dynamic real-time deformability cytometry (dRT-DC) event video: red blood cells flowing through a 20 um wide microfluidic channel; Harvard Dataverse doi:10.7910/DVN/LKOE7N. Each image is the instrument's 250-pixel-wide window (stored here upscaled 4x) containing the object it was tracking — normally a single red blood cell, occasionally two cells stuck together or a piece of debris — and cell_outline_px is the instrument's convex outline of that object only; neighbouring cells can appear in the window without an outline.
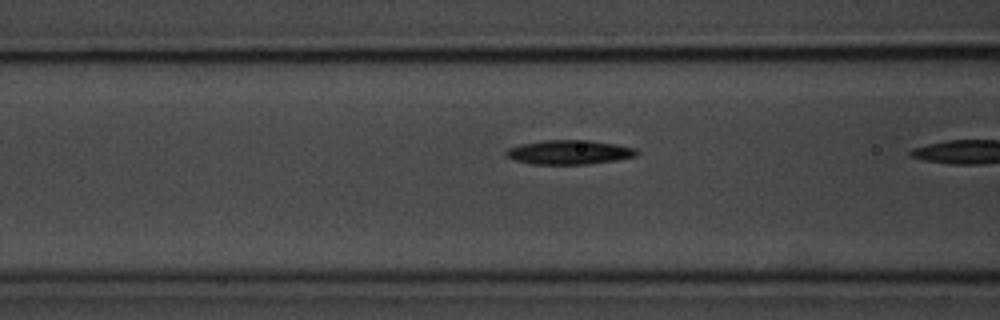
{"species": "common noctule bat (a hibernating species)", "species_latin": "Nyctalus noctula", "temperature_condition": "room temperature", "stored_images_in_passage": 9, "camera_frame_rate_fps": 3000, "um_per_image_px": 0.085, "animal": {"sex": "male", "body_mass_g": 20.1, "forearm_length_mm": 53.5}, "frame": {"image": 1, "passage_image": 8, "time_ms": 2.333, "image_size_px": [1000, 320], "cell_outline_px": [[640, 152], [636, 156], [616, 160], [588, 164], [532, 164], [512, 160], [504, 156], [504, 152], [508, 148], [520, 144], [544, 140], [588, 140], [616, 144], [636, 148]], "centroid_in_image_um": [48.35, 12.94], "position_along_channel_um": 118.2, "area_um2": 18.67}}